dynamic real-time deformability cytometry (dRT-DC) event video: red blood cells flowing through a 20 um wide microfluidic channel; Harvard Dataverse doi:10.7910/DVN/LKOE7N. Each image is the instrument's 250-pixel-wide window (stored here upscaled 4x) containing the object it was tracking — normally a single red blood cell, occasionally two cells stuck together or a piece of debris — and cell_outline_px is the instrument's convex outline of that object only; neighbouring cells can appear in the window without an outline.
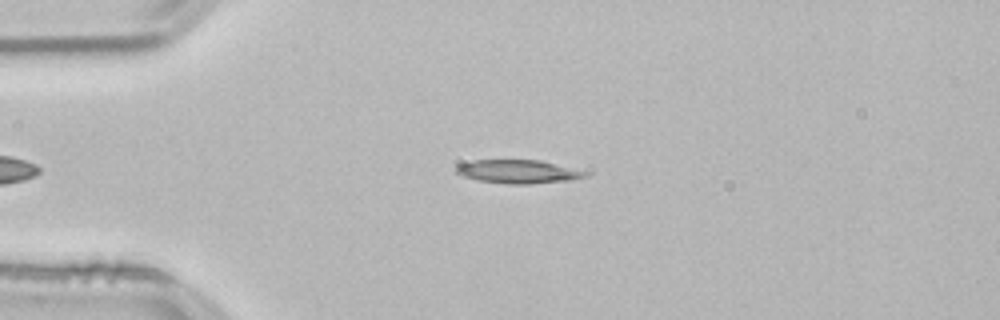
{"species": "common noctule bat (a hibernating species)", "species_latin": "Nyctalus noctula", "temperature_condition": "room temperature", "stored_images_in_passage": 39, "camera_frame_rate_fps": 3000, "um_per_image_px": 0.085, "animal": {"sex": "male", "body_mass_g": 21.5, "forearm_length_mm": 52.0}, "frame": {"image": 1, "passage_image": 3, "time_ms": 0.667, "image_size_px": [1000, 320], "cell_outline_px": [[588, 176], [572, 180], [528, 184], [508, 184], [480, 180], [464, 176], [456, 172], [452, 168], [456, 164], [472, 160], [540, 160], [588, 172]], "centroid_in_image_um": [44.0, 14.58], "position_along_channel_um": 41.0, "area_um2": 17.69}}
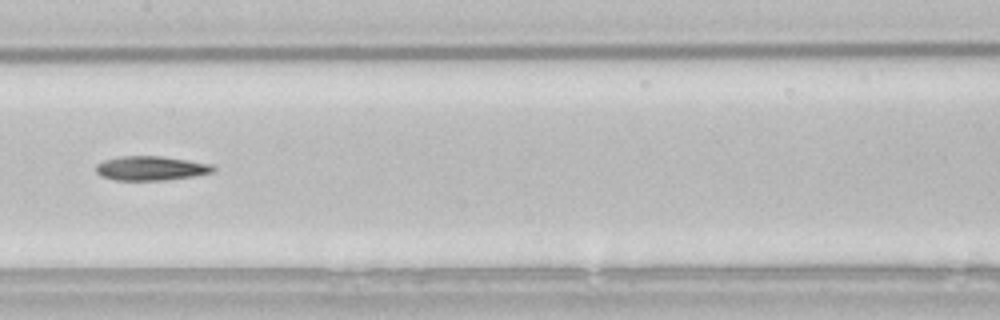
{"frame": {"image": 2, "passage_image": 17, "time_ms": 5.333, "image_size_px": [1000, 320], "cell_outline_px": [[216, 168], [212, 172], [196, 176], [164, 180], [116, 180], [100, 176], [96, 172], [96, 164], [104, 160], [120, 156], [160, 156], [188, 160], [212, 164]], "centroid_in_image_um": [12.82, 14.3], "position_along_channel_um": 194.6, "area_um2": 16.65}}
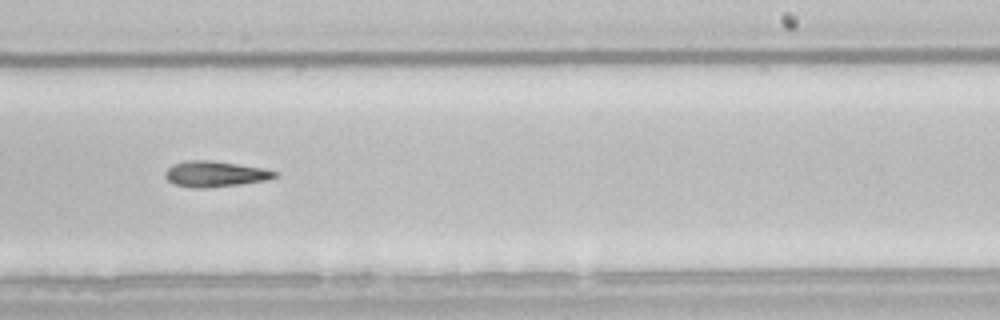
{"frame": {"image": 3, "passage_image": 23, "time_ms": 7.333, "image_size_px": [1000, 320], "cell_outline_px": [[280, 176], [268, 180], [212, 188], [192, 188], [176, 184], [168, 180], [164, 176], [164, 172], [172, 164], [188, 160], [212, 160], [264, 168], [280, 172]], "centroid_in_image_um": [18.33, 14.79], "position_along_channel_um": 270.7, "area_um2": 16.76}, "authors_computed_cell_mechanics": {"area_um2": 16.762, "velocity_mm_per_s": 3.8305, "shape_relaxation_time_tau1_ms": 10.2137, "shape_relaxation_time_tau2_ms": null, "deformation_change_tau1": 0.2469, "deformation_change_tau2": null}}